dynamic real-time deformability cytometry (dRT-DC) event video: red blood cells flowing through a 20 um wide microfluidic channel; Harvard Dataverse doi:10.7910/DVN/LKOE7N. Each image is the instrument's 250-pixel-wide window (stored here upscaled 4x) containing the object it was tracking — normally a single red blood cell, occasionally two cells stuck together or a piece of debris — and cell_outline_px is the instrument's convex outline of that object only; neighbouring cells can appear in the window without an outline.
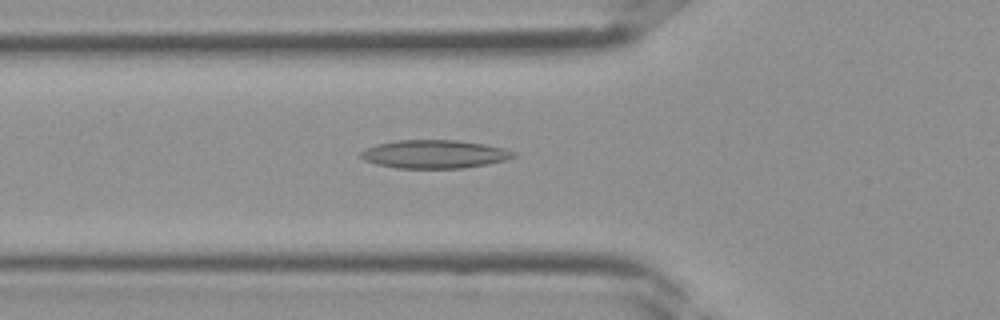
{"species": "Egyptian fruit bat (a non-hibernating species)", "species_latin": "Rousettus aegyptiacus", "temperature_condition": "room temperature", "stored_images_in_passage": 29, "camera_frame_rate_fps": 3000, "um_per_image_px": 0.085, "frame": {"image": 1, "passage_image": 9, "time_ms": 2.667, "image_size_px": [1000, 320], "cell_outline_px": [[516, 156], [508, 160], [488, 164], [464, 168], [396, 168], [376, 164], [364, 160], [360, 156], [360, 152], [364, 148], [376, 144], [396, 140], [456, 140], [484, 144], [504, 148], [516, 152]], "centroid_in_image_um": [36.93, 13.1], "position_along_channel_um": 88.9, "area_um2": 25.43}}
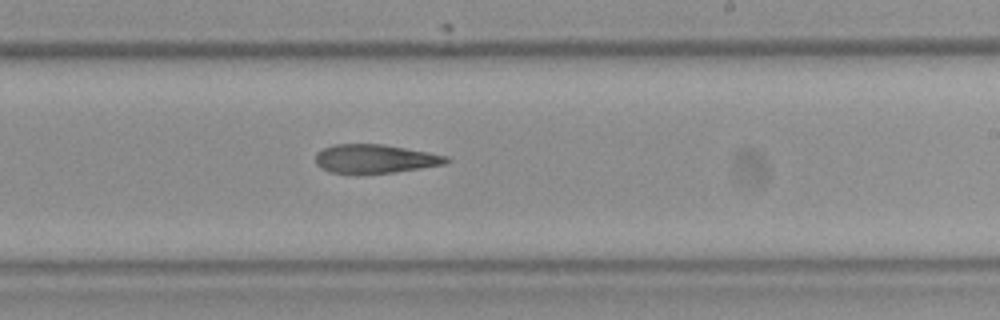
{"frame": {"image": 2, "passage_image": 18, "time_ms": 5.667, "image_size_px": [1000, 320], "cell_outline_px": [[452, 160], [444, 164], [396, 172], [328, 172], [320, 168], [316, 164], [316, 152], [332, 144], [380, 144], [428, 152], [448, 156]], "centroid_in_image_um": [31.87, 13.48], "position_along_channel_um": 257.1, "area_um2": 21.56}}
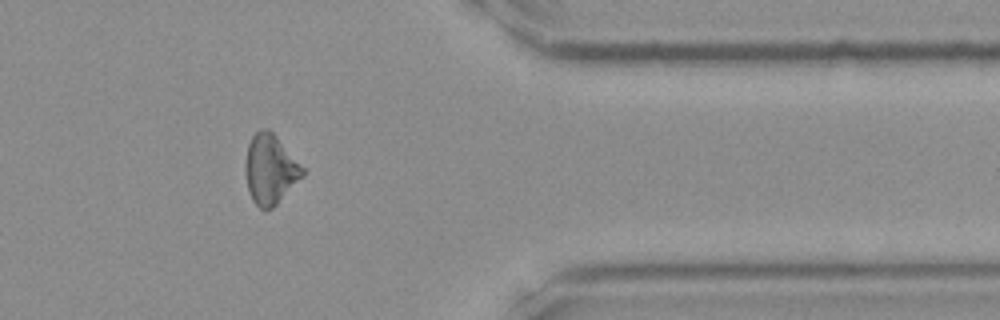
{"frame": {"image": 3, "passage_image": 26, "time_ms": 8.333, "image_size_px": [1000, 320], "cell_outline_px": [[304, 176], [272, 208], [264, 212], [252, 200], [248, 192], [244, 172], [244, 164], [248, 144], [252, 136], [260, 128], [268, 128], [276, 136], [304, 168]], "centroid_in_image_um": [22.94, 14.41], "position_along_channel_um": 388.5, "area_um2": 23.41}}